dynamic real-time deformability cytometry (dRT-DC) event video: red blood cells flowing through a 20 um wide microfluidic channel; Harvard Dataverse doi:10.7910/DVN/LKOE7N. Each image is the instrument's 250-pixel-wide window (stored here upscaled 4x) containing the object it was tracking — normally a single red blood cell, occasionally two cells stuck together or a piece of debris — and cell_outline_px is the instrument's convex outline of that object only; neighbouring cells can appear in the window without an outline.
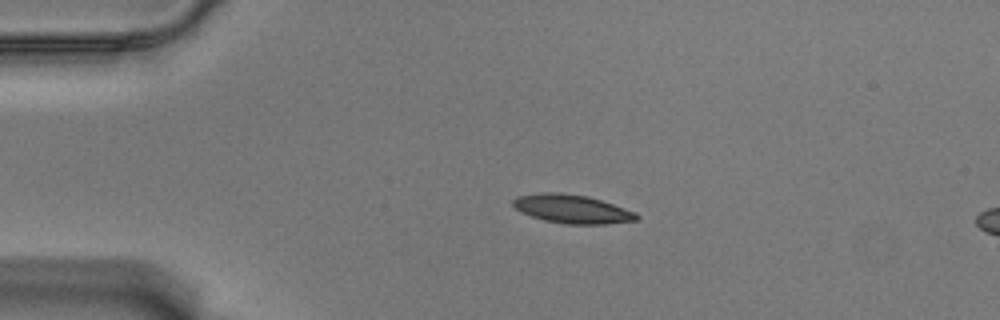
{"species": "Egyptian fruit bat (a non-hibernating species)", "species_latin": "Rousettus aegyptiacus", "temperature_condition": "warm", "stored_images_in_passage": 17, "camera_frame_rate_fps": 3000, "um_per_image_px": 0.085, "animal": {"sex": "male"}, "frame": {"image": 1, "passage_image": 12, "time_ms": 3.667, "image_size_px": [1000, 320], "cell_outline_px": [[640, 216], [636, 220], [608, 224], [564, 224], [544, 220], [520, 212], [512, 204], [512, 200], [516, 196], [540, 192], [556, 192], [588, 196], [636, 212]], "centroid_in_image_um": [48.6, 17.76], "position_along_channel_um": 36.4, "area_um2": 20.63}}